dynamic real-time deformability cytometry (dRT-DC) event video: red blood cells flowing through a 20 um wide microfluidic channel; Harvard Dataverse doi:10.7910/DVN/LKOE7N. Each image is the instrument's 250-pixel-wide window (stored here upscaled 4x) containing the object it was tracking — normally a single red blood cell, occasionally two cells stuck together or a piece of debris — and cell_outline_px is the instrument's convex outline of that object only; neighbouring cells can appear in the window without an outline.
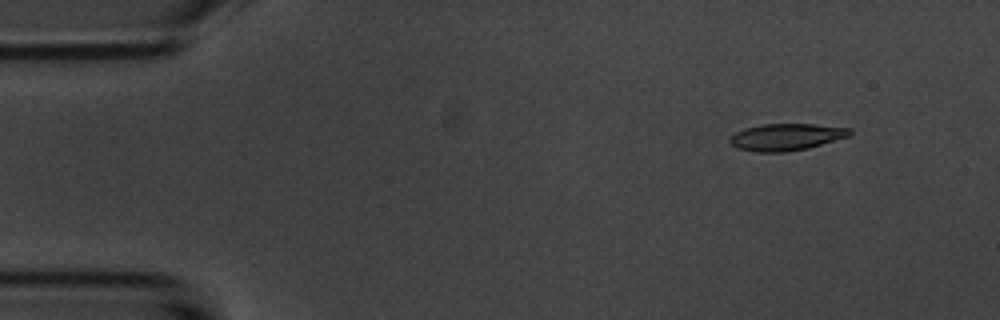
{"species": "common noctule bat (a hibernating species)", "species_latin": "Nyctalus noctula", "temperature_condition": "room temperature", "stored_images_in_passage": 7, "camera_frame_rate_fps": 3000, "um_per_image_px": 0.085, "animal": {"sex": "male", "body_mass_g": 20.1, "forearm_length_mm": 53.5}, "frame": {"image": 1, "passage_image": 1, "time_ms": 0.0, "image_size_px": [1000, 320], "cell_outline_px": [[852, 136], [808, 148], [784, 152], [756, 152], [740, 148], [732, 144], [728, 140], [736, 132], [744, 128], [764, 124], [812, 124], [852, 128]], "centroid_in_image_um": [66.89, 11.64], "position_along_channel_um": 18.1, "area_um2": 18.79}}
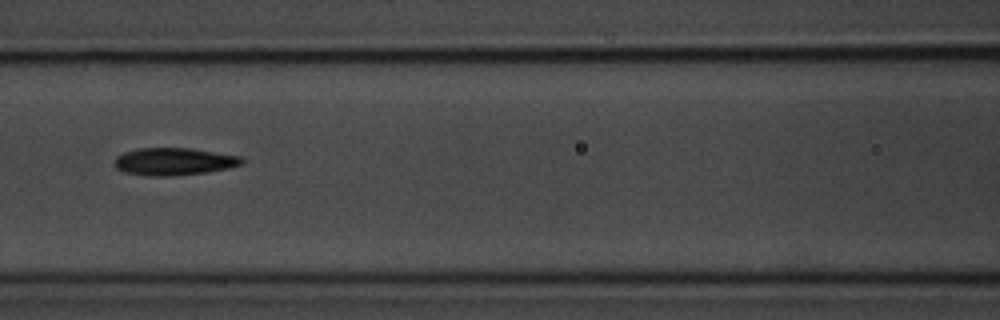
{"frame": {"image": 2, "passage_image": 6, "time_ms": 6.0, "image_size_px": [1000, 320], "cell_outline_px": [[244, 164], [228, 168], [204, 172], [172, 176], [148, 176], [124, 172], [116, 168], [116, 156], [124, 152], [140, 148], [192, 148], [240, 156], [244, 160]], "centroid_in_image_um": [14.8, 13.73], "position_along_channel_um": 151.8, "area_um2": 20.29}}
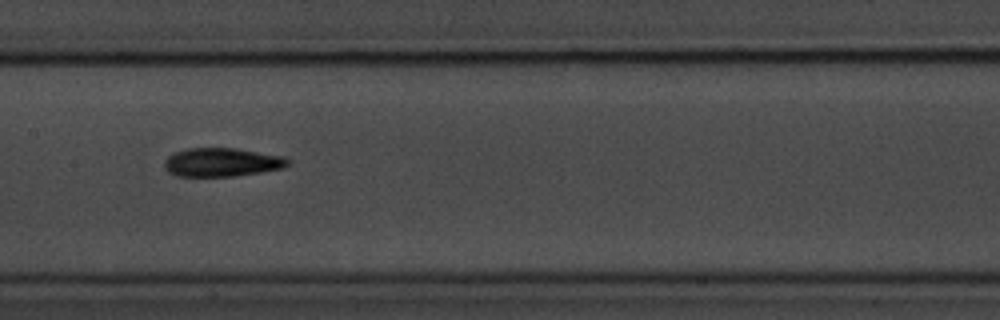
{"frame": {"image": 3, "passage_image": 7, "time_ms": 7.0, "image_size_px": [1000, 320], "cell_outline_px": [[292, 160], [284, 168], [236, 176], [176, 176], [168, 172], [164, 168], [164, 160], [168, 156], [176, 152], [188, 148], [236, 148], [284, 156]], "centroid_in_image_um": [18.87, 13.79], "position_along_channel_um": 188.5, "area_um2": 20.75}}